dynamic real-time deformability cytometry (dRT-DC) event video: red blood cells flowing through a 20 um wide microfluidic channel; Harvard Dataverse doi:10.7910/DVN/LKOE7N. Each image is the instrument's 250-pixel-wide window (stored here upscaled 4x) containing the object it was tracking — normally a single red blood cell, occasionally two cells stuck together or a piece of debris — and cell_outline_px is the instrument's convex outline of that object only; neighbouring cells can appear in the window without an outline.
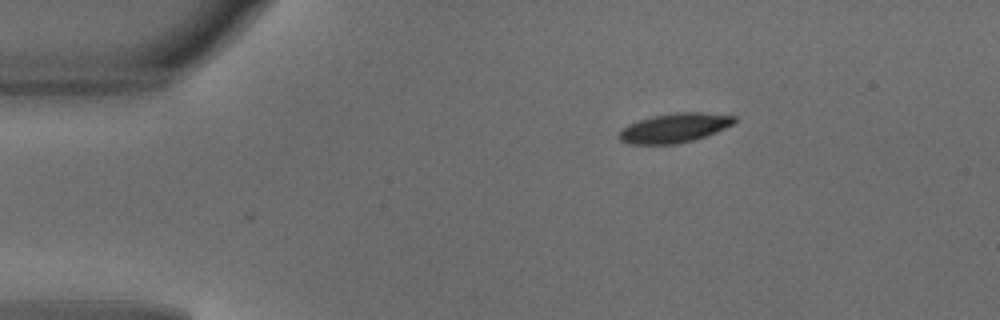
{"species": "common noctule bat (a hibernating species)", "species_latin": "Nyctalus noctula", "temperature_condition": "warm", "stored_images_in_passage": 32, "camera_frame_rate_fps": 3000, "um_per_image_px": 0.085, "animal": {"sex": "male", "body_mass_g": 18.8}, "frame": {"image": 1, "passage_image": 1, "time_ms": 0.0, "image_size_px": [1000, 320], "cell_outline_px": [[736, 124], [716, 132], [692, 140], [676, 144], [628, 144], [620, 140], [616, 136], [628, 124], [652, 116], [676, 112], [700, 112], [736, 116]], "centroid_in_image_um": [57.34, 10.87], "position_along_channel_um": 27.7, "area_um2": 19.71}}
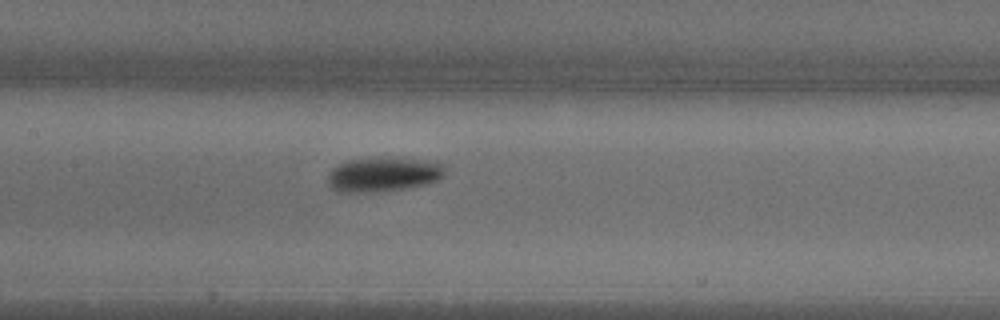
{"frame": {"image": 2, "passage_image": 16, "time_ms": 5.0, "image_size_px": [1000, 320], "cell_outline_px": [[444, 176], [440, 180], [408, 188], [376, 192], [336, 192], [328, 184], [328, 176], [332, 168], [348, 160], [380, 156], [436, 160], [444, 164]], "centroid_in_image_um": [32.63, 14.8], "position_along_channel_um": 174.8, "area_um2": 24.22}}
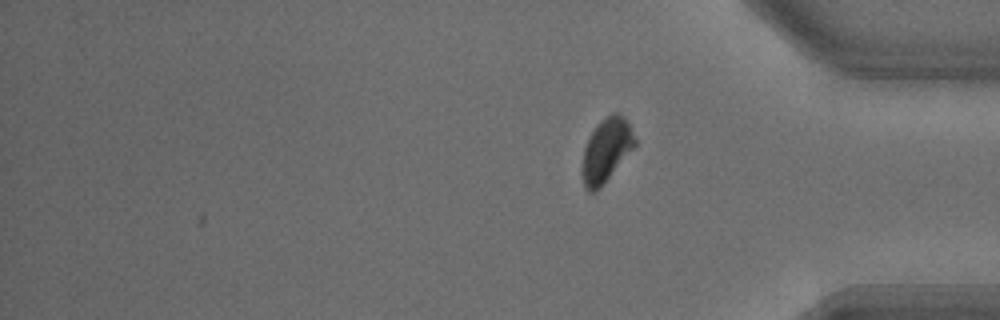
{"frame": {"image": 3, "passage_image": 32, "time_ms": 10.333, "image_size_px": [1000, 320], "cell_outline_px": [[636, 144], [600, 188], [596, 192], [588, 192], [584, 188], [584, 148], [596, 124], [604, 116], [612, 112], [616, 112], [624, 116], [628, 120], [636, 140]], "centroid_in_image_um": [51.56, 12.71], "position_along_channel_um": 383.6, "area_um2": 19.19}, "authors_computed_cell_mechanics": {"area_um2": 21.5016, "velocity_mm_per_s": 4.1302, "shape_relaxation_time_tau1_ms": 2.3337, "shape_relaxation_time_tau2_ms": null, "deformation_change_tau1": 0.1528, "deformation_change_tau2": null}}